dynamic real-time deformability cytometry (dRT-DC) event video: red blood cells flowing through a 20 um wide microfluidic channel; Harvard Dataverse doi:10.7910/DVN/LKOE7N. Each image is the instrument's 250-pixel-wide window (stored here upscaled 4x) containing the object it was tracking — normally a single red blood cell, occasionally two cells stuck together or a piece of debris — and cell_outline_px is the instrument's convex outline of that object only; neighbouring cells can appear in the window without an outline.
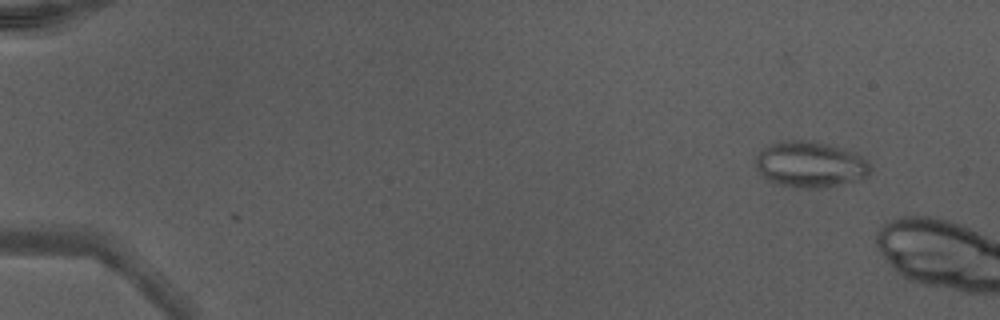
{"species": "Egyptian fruit bat (a non-hibernating species)", "species_latin": "Rousettus aegyptiacus", "temperature_condition": "warm", "stored_images_in_passage": 7, "camera_frame_rate_fps": 3000, "um_per_image_px": 0.085, "animal": {"sex": "male"}, "frame": {"image": 1, "passage_image": 3, "time_ms": 0.667, "image_size_px": [1000, 320], "cell_outline_px": [[868, 176], [828, 188], [804, 188], [780, 184], [768, 180], [760, 172], [756, 164], [756, 156], [768, 144], [784, 140], [808, 140], [840, 148], [852, 152], [868, 160]], "centroid_in_image_um": [68.84, 13.98], "position_along_channel_um": 16.2, "area_um2": 30.23}}